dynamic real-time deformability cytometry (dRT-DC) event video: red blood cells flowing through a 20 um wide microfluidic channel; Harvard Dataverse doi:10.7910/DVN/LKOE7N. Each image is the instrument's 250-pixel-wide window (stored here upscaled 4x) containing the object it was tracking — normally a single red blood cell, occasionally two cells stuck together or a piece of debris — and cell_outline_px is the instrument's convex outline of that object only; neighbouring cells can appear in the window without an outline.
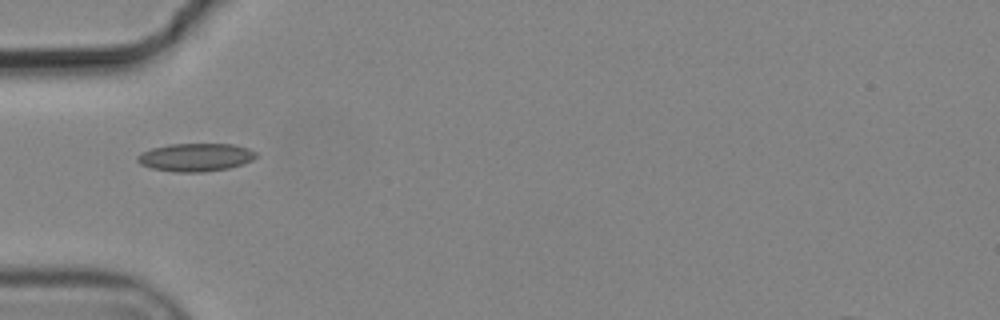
{"species": "common noctule bat (a hibernating species)", "species_latin": "Nyctalus noctula", "temperature_condition": "cold", "stored_images_in_passage": 3, "camera_frame_rate_fps": 3000, "um_per_image_px": 0.085, "animal": {"sex": "male", "body_mass_g": 19.2, "forearm_length_mm": 51.8}, "frame": {"image": 1, "passage_image": 1, "time_ms": 0.0, "image_size_px": [1000, 320], "cell_outline_px": [[256, 156], [252, 160], [244, 164], [228, 168], [204, 172], [172, 172], [152, 168], [140, 164], [136, 160], [136, 156], [152, 148], [168, 144], [232, 144], [248, 148], [256, 152]], "centroid_in_image_um": [16.62, 13.37], "position_along_channel_um": 68.4, "area_um2": 19.42}}
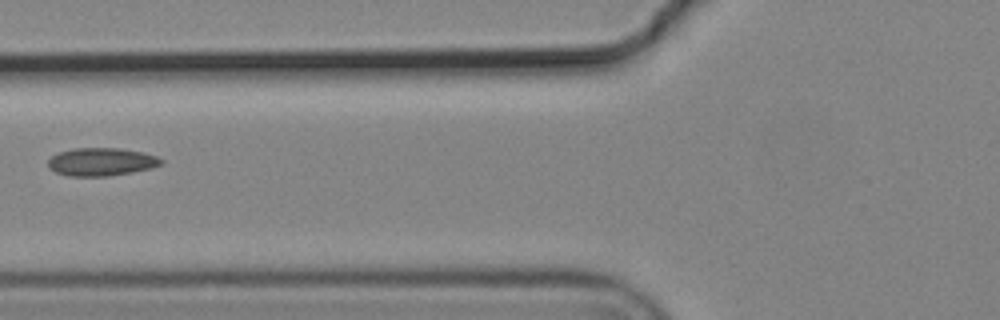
{"frame": {"image": 2, "passage_image": 2, "time_ms": 0.333, "image_size_px": [1000, 320], "cell_outline_px": [[164, 160], [160, 164], [148, 168], [132, 172], [108, 176], [68, 176], [56, 172], [48, 168], [48, 160], [52, 156], [60, 152], [72, 148], [120, 148], [144, 152], [156, 156]], "centroid_in_image_um": [8.58, 13.75], "position_along_channel_um": 117.2, "area_um2": 18.38}}
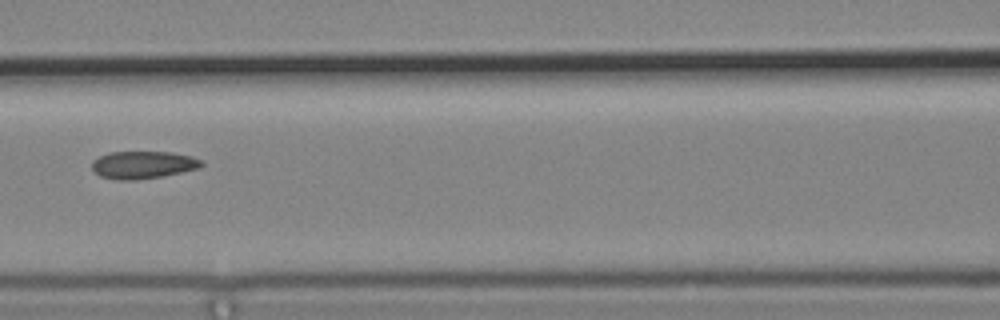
{"frame": {"image": 3, "passage_image": 3, "time_ms": 0.667, "image_size_px": [1000, 320], "cell_outline_px": [[204, 164], [200, 168], [160, 176], [132, 180], [120, 180], [100, 176], [92, 168], [92, 160], [108, 152], [172, 152], [192, 156], [204, 160]], "centroid_in_image_um": [12.18, 13.99], "position_along_channel_um": 154.4, "area_um2": 17.51}}